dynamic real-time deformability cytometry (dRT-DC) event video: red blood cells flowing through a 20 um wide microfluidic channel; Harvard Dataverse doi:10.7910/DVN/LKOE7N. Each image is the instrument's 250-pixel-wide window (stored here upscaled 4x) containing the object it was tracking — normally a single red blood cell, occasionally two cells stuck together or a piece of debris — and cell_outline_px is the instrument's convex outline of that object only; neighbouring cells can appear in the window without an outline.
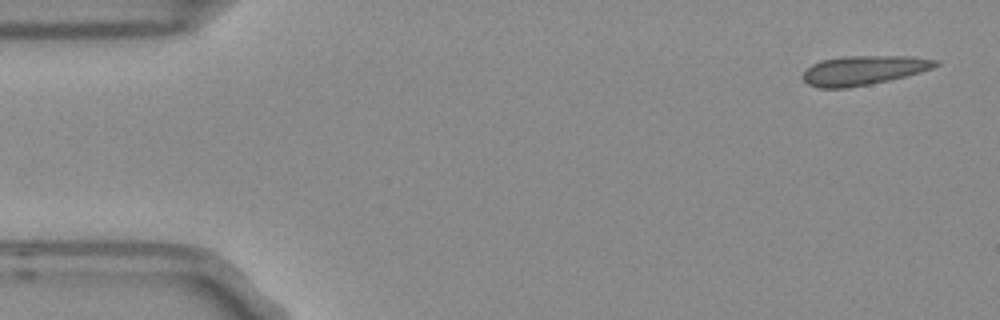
{"species": "Egyptian fruit bat (a non-hibernating species)", "species_latin": "Rousettus aegyptiacus", "temperature_condition": "room temperature", "stored_images_in_passage": 5, "camera_frame_rate_fps": 3000, "um_per_image_px": 0.085, "frame": {"image": 1, "passage_image": 1, "time_ms": 0.0, "image_size_px": [1000, 320], "cell_outline_px": [[940, 64], [932, 68], [920, 72], [888, 80], [848, 88], [816, 88], [808, 84], [800, 76], [812, 64], [820, 60], [840, 56], [912, 56], [940, 60]], "centroid_in_image_um": [73.38, 5.96], "position_along_channel_um": 11.6, "area_um2": 22.77}}
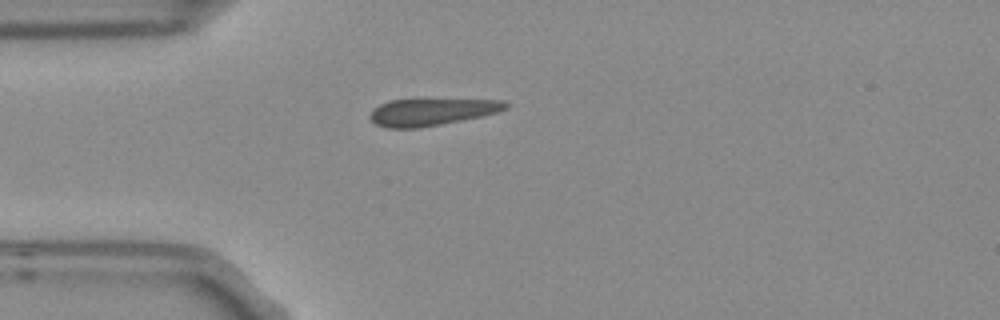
{"frame": {"image": 2, "passage_image": 4, "time_ms": 1.0, "image_size_px": [1000, 320], "cell_outline_px": [[512, 104], [508, 108], [496, 112], [480, 116], [420, 128], [388, 128], [376, 124], [368, 116], [372, 108], [388, 100], [412, 96], [424, 96], [500, 100]], "centroid_in_image_um": [36.66, 9.43], "position_along_channel_um": 48.3, "area_um2": 22.89}}